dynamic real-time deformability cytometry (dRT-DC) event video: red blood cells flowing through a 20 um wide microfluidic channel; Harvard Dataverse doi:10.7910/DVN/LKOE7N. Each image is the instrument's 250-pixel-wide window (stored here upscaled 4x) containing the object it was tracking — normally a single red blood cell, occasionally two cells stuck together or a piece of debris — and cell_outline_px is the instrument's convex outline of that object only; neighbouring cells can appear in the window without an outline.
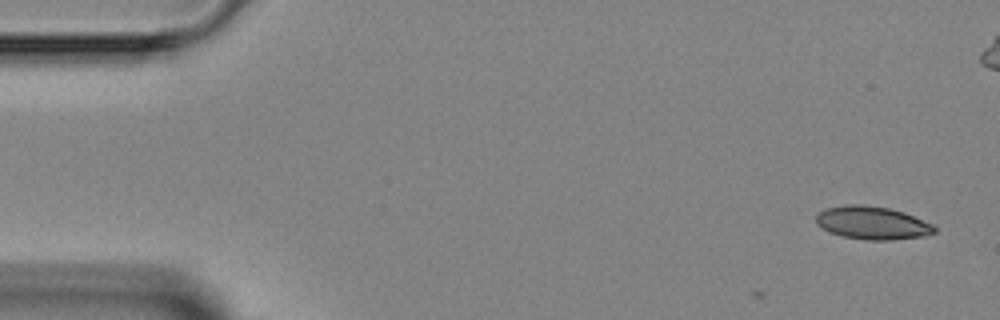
{"species": "Egyptian fruit bat (a non-hibernating species)", "species_latin": "Rousettus aegyptiacus", "temperature_condition": "room temperature", "stored_images_in_passage": 6, "camera_frame_rate_fps": 3000, "um_per_image_px": 0.085, "animal": {"sex": "female"}, "frame": {"image": 1, "passage_image": 1, "time_ms": 0.0, "image_size_px": [1000, 320], "cell_outline_px": [[936, 232], [924, 236], [892, 240], [868, 240], [844, 236], [828, 232], [816, 224], [816, 212], [824, 208], [848, 204], [864, 204], [888, 208], [904, 212], [932, 224], [936, 228]], "centroid_in_image_um": [74.11, 18.94], "position_along_channel_um": 10.9, "area_um2": 22.95}}
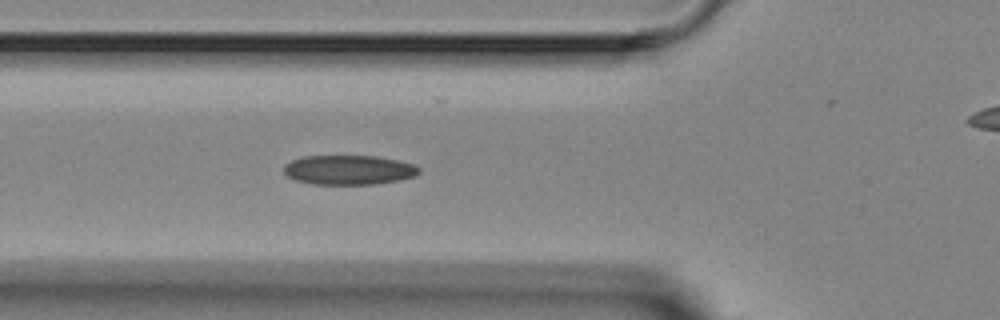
{"frame": {"image": 2, "passage_image": 5, "time_ms": 5.0, "image_size_px": [1000, 320], "cell_outline_px": [[420, 172], [416, 176], [400, 180], [376, 184], [312, 184], [296, 180], [288, 176], [284, 172], [284, 164], [292, 160], [304, 156], [376, 156], [396, 160], [412, 164], [420, 168]], "centroid_in_image_um": [29.65, 14.44], "position_along_channel_um": 96.1, "area_um2": 23.24}}